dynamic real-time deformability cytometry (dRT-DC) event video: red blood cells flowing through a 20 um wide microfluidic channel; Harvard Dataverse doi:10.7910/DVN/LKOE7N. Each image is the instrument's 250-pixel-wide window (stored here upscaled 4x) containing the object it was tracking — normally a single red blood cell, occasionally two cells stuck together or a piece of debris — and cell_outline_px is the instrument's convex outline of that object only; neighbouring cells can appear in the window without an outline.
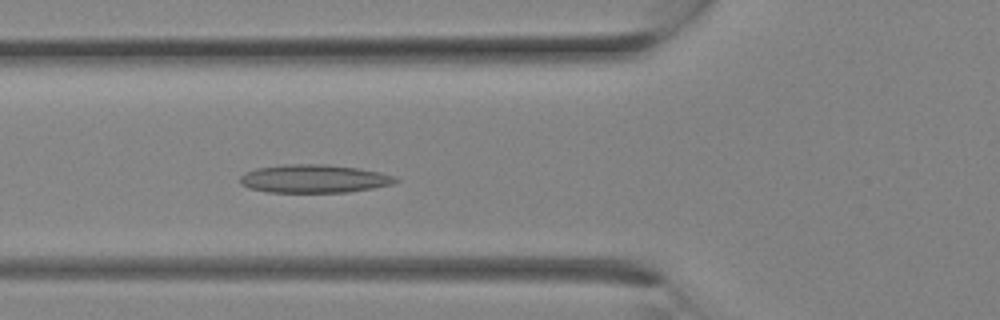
{"species": "Egyptian fruit bat (a non-hibernating species)", "species_latin": "Rousettus aegyptiacus", "temperature_condition": "room temperature", "stored_images_in_passage": 10, "camera_frame_rate_fps": 3000, "um_per_image_px": 0.085, "animal": {"sex": "female"}, "frame": {"image": 1, "passage_image": 10, "time_ms": 3.0, "image_size_px": [1000, 320], "cell_outline_px": [[400, 180], [392, 184], [372, 188], [348, 192], [268, 192], [248, 188], [240, 184], [240, 176], [244, 172], [256, 168], [284, 164], [324, 164], [360, 168], [380, 172], [392, 176]], "centroid_in_image_um": [26.65, 15.18], "position_along_channel_um": 99.1, "area_um2": 25.66}}